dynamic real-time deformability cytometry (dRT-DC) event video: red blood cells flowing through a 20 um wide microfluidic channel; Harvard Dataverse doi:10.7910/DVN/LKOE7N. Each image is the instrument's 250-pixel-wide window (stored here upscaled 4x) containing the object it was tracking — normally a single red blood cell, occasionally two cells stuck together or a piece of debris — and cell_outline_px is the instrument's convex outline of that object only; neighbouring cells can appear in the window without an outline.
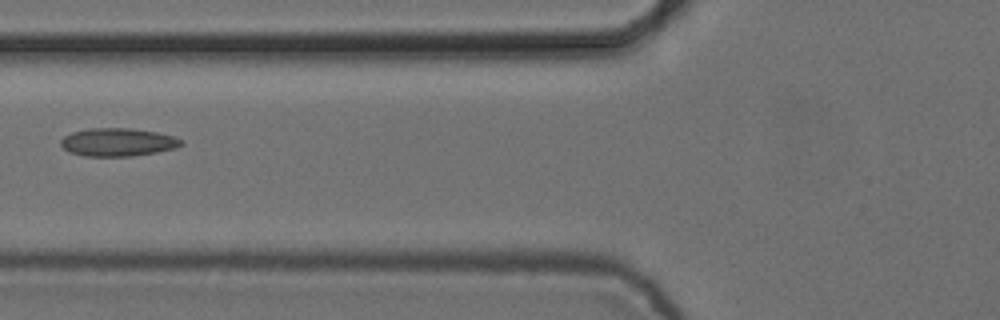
{"species": "common noctule bat (a hibernating species)", "species_latin": "Nyctalus noctula", "temperature_condition": "cold", "stored_images_in_passage": 8, "camera_frame_rate_fps": 3000, "um_per_image_px": 0.085, "animal": {"sex": "female", "body_mass_g": 24.6, "forearm_length_mm": 56.2}, "frame": {"image": 1, "passage_image": 7, "time_ms": 2.0, "image_size_px": [1000, 320], "cell_outline_px": [[184, 144], [176, 148], [156, 152], [132, 156], [84, 156], [68, 152], [60, 144], [60, 140], [64, 136], [72, 132], [88, 128], [132, 128], [156, 132], [172, 136], [180, 140]], "centroid_in_image_um": [9.98, 12.08], "position_along_channel_um": 115.8, "area_um2": 19.71}}
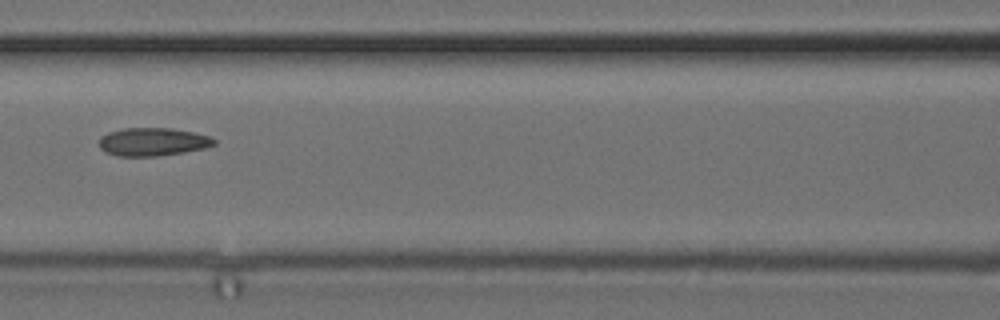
{"frame": {"image": 2, "passage_image": 8, "time_ms": 2.333, "image_size_px": [1000, 320], "cell_outline_px": [[216, 144], [204, 148], [184, 152], [156, 156], [116, 156], [104, 152], [100, 148], [100, 136], [108, 132], [124, 128], [172, 128], [192, 132], [208, 136], [216, 140]], "centroid_in_image_um": [12.95, 12.06], "position_along_channel_um": 153.6, "area_um2": 18.84}}